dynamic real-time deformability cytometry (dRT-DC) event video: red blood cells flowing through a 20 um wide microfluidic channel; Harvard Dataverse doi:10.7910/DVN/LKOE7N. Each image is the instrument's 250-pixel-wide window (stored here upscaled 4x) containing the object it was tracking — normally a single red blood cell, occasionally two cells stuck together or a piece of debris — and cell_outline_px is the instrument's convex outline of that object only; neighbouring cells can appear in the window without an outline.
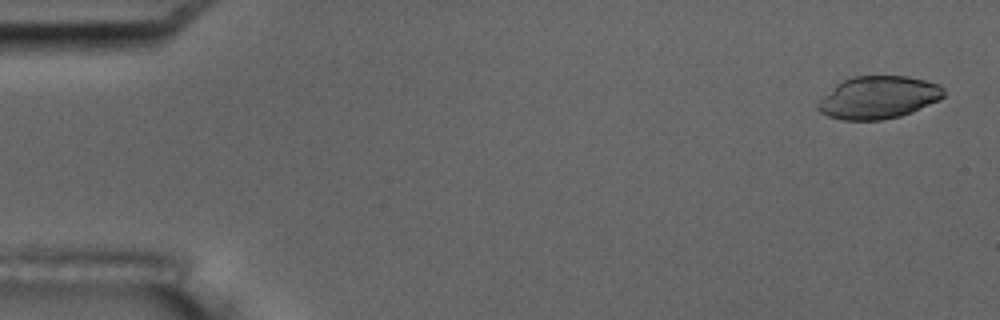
{"species": "common noctule bat (a hibernating species)", "species_latin": "Nyctalus noctula", "temperature_condition": "room temperature", "stored_images_in_passage": 5, "camera_frame_rate_fps": 3000, "um_per_image_px": 0.085, "animal": {"sex": "male", "body_mass_g": 17.5, "forearm_length_mm": 52.3}, "frame": {"image": 1, "passage_image": 1, "time_ms": 0.0, "image_size_px": [1000, 320], "cell_outline_px": [[944, 96], [940, 100], [912, 112], [900, 116], [880, 120], [840, 120], [828, 116], [820, 112], [816, 108], [816, 104], [836, 84], [852, 76], [908, 76], [940, 84], [944, 88]], "centroid_in_image_um": [74.67, 8.29], "position_along_channel_um": 10.3, "area_um2": 31.33}}